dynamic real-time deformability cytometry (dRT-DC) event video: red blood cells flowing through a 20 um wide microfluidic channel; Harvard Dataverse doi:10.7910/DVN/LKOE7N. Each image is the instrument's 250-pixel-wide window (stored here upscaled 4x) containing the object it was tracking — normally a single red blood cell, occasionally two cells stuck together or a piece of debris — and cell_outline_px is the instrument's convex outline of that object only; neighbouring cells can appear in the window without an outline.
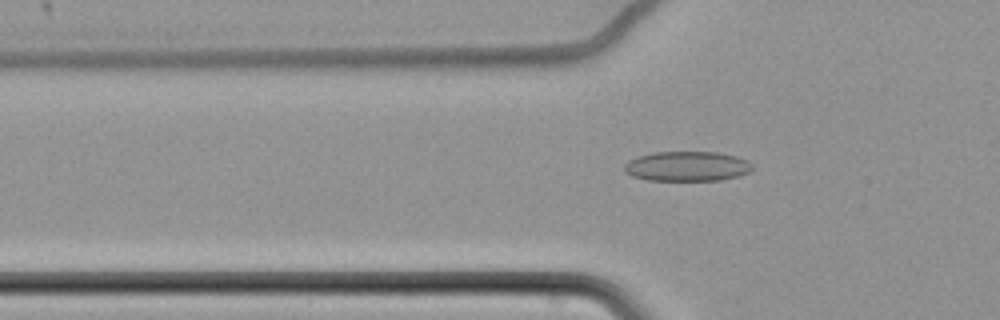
{"species": "common noctule bat (a hibernating species)", "species_latin": "Nyctalus noctula", "temperature_condition": "cold", "stored_images_in_passage": 54, "camera_frame_rate_fps": 3000, "um_per_image_px": 0.085, "animal": {"sex": "female", "body_mass_g": 22.7, "forearm_length_mm": 54.2}, "frame": {"image": 1, "passage_image": 19, "time_ms": 6.0, "image_size_px": [1000, 320], "cell_outline_px": [[752, 168], [748, 172], [740, 176], [720, 180], [648, 180], [632, 176], [624, 172], [624, 164], [628, 160], [640, 156], [656, 152], [716, 152], [736, 156], [748, 160], [752, 164]], "centroid_in_image_um": [58.4, 14.13], "position_along_channel_um": 67.4, "area_um2": 22.25}}
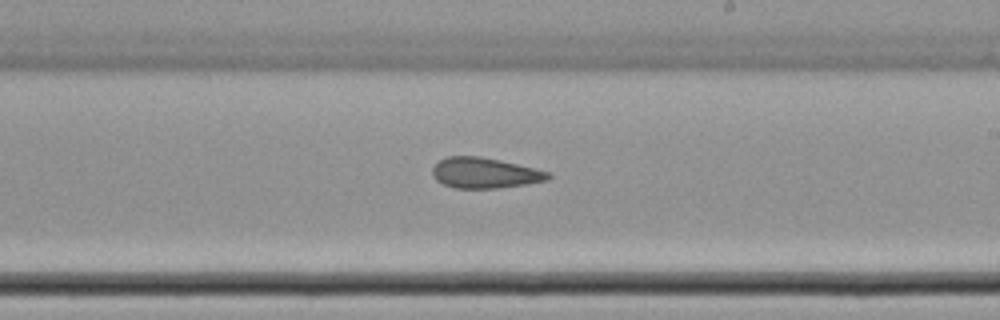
{"frame": {"image": 2, "passage_image": 35, "time_ms": 11.333, "image_size_px": [1000, 320], "cell_outline_px": [[552, 176], [548, 180], [524, 184], [496, 188], [456, 188], [444, 184], [436, 180], [432, 176], [432, 168], [440, 160], [448, 156], [480, 156], [500, 160], [536, 168], [552, 172]], "centroid_in_image_um": [41.23, 14.69], "position_along_channel_um": 247.8, "area_um2": 20.63}}
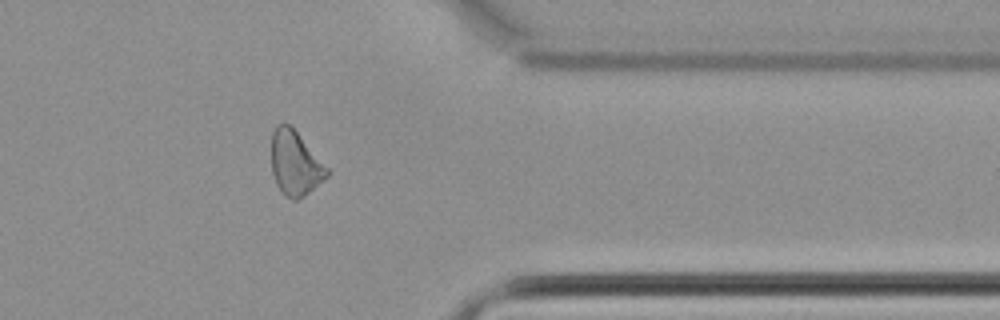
{"frame": {"image": 3, "passage_image": 48, "time_ms": 15.667, "image_size_px": [1000, 320], "cell_outline_px": [[332, 172], [328, 176], [304, 196], [296, 200], [292, 200], [276, 184], [272, 172], [272, 132], [276, 124], [288, 124], [296, 132]], "centroid_in_image_um": [25.1, 13.88], "position_along_channel_um": 386.3, "area_um2": 20.46}}